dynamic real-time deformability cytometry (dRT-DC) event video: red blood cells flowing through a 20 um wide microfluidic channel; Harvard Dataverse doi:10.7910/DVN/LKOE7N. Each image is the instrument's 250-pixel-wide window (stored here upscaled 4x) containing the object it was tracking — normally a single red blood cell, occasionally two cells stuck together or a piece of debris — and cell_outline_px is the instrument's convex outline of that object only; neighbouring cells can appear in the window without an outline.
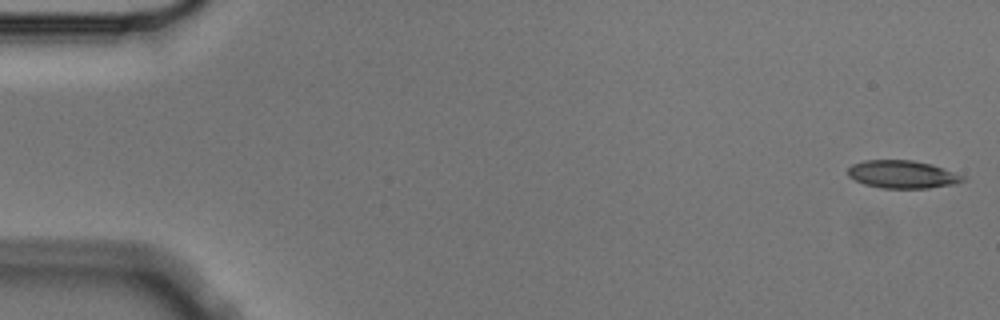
{"species": "Egyptian fruit bat (a non-hibernating species)", "species_latin": "Rousettus aegyptiacus", "temperature_condition": "cold", "stored_images_in_passage": 5, "camera_frame_rate_fps": 3000, "um_per_image_px": 0.085, "animal": {"sex": "male"}, "frame": {"image": 1, "passage_image": 1, "time_ms": 0.0, "image_size_px": [1000, 320], "cell_outline_px": [[968, 180], [956, 184], [928, 188], [880, 188], [864, 184], [848, 176], [848, 168], [852, 164], [864, 160], [912, 160], [932, 164], [964, 176]], "centroid_in_image_um": [76.72, 14.82], "position_along_channel_um": 8.3, "area_um2": 18.73}}
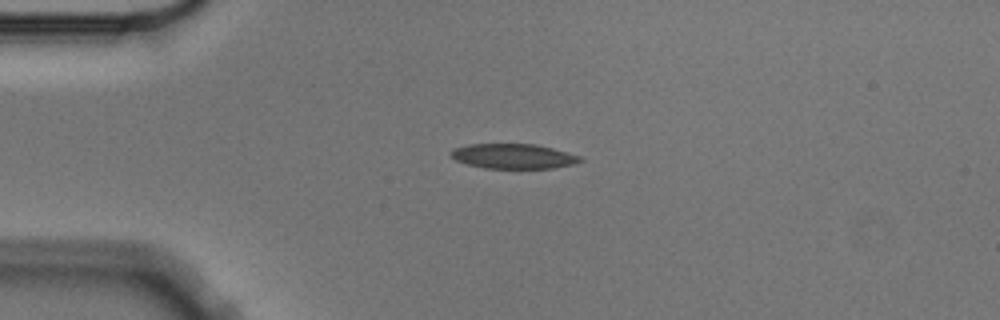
{"frame": {"image": 2, "passage_image": 4, "time_ms": 1.0, "image_size_px": [1000, 320], "cell_outline_px": [[584, 160], [572, 164], [552, 168], [484, 168], [468, 164], [456, 160], [452, 156], [452, 152], [456, 148], [468, 144], [536, 144], [552, 148], [580, 156]], "centroid_in_image_um": [43.66, 13.28], "position_along_channel_um": 41.3, "area_um2": 18.44}}